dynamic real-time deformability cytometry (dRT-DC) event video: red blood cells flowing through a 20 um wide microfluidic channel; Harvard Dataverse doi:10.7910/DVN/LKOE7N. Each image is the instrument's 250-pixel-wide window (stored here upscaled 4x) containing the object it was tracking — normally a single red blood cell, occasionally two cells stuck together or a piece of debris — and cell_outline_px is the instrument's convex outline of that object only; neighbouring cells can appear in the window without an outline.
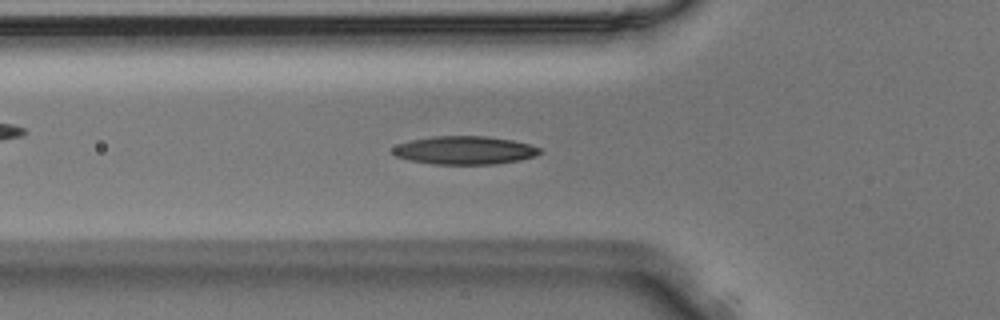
{"species": "Egyptian fruit bat (a non-hibernating species)", "species_latin": "Rousettus aegyptiacus", "temperature_condition": "room temperature", "stored_images_in_passage": 40, "camera_frame_rate_fps": 3000, "um_per_image_px": 0.085, "animal": {"sex": "male"}, "frame": {"image": 1, "passage_image": 6, "time_ms": 1.667, "image_size_px": [1000, 320], "cell_outline_px": [[544, 152], [536, 156], [520, 160], [492, 164], [432, 164], [408, 160], [396, 156], [392, 152], [392, 148], [400, 144], [412, 140], [432, 136], [488, 136], [512, 140], [528, 144], [540, 148]], "centroid_in_image_um": [39.52, 12.77], "position_along_channel_um": 86.3, "area_um2": 24.22}}
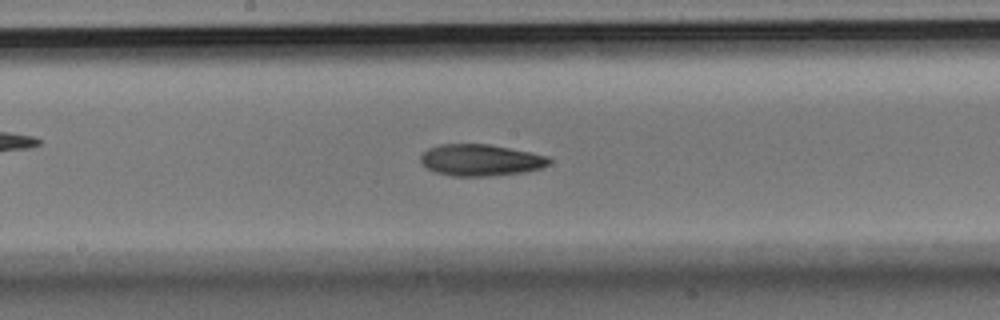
{"frame": {"image": 2, "passage_image": 15, "time_ms": 4.667, "image_size_px": [1000, 320], "cell_outline_px": [[552, 160], [544, 168], [524, 172], [488, 176], [452, 176], [436, 172], [428, 168], [420, 160], [420, 156], [428, 148], [440, 144], [488, 144], [532, 152], [548, 156]], "centroid_in_image_um": [40.89, 13.6], "position_along_channel_um": 207.3, "area_um2": 23.7}}
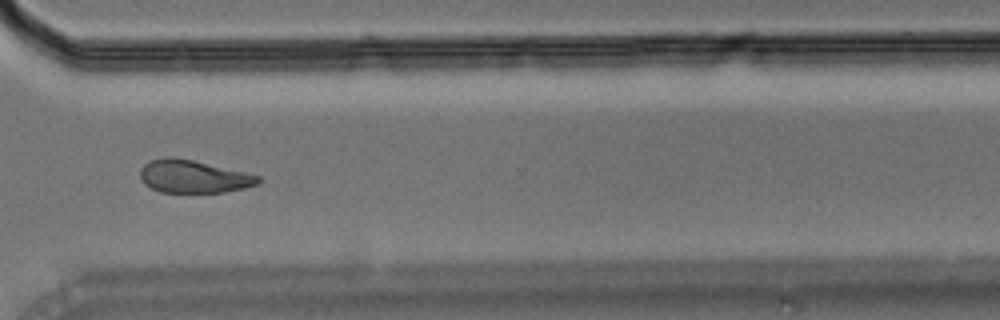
{"frame": {"image": 3, "passage_image": 26, "time_ms": 8.333, "image_size_px": [1000, 320], "cell_outline_px": [[260, 180], [256, 184], [244, 188], [224, 192], [160, 192], [144, 184], [140, 176], [140, 168], [148, 160], [164, 156], [172, 156], [192, 160], [244, 172], [260, 176]], "centroid_in_image_um": [16.38, 14.99], "position_along_channel_um": 354.2, "area_um2": 22.48}}